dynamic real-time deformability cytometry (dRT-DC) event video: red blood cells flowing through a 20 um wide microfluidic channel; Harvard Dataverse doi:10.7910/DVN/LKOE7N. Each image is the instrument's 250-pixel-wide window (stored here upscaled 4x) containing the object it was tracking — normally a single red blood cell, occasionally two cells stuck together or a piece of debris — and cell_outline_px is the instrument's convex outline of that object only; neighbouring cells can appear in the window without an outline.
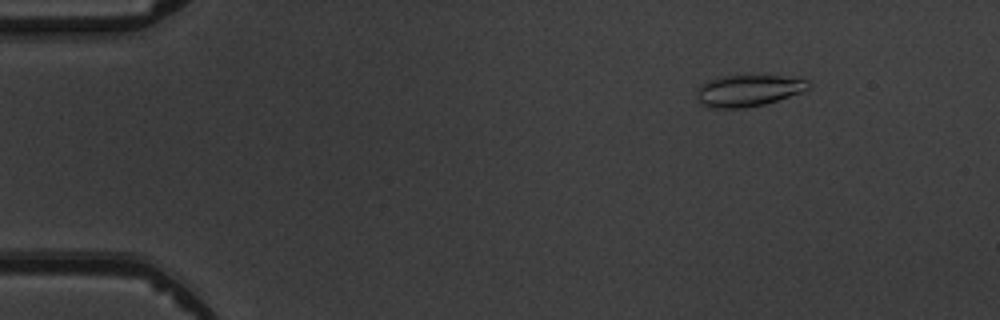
{"species": "common noctule bat (a hibernating species)", "species_latin": "Nyctalus noctula", "temperature_condition": "warm", "stored_images_in_passage": 6, "camera_frame_rate_fps": 3000, "um_per_image_px": 0.085, "animal": {"sex": "male", "body_mass_g": 19.5, "forearm_length_mm": 54.6}, "frame": {"image": 1, "passage_image": 6, "time_ms": 6.667, "image_size_px": [1000, 320], "cell_outline_px": [[812, 84], [808, 88], [800, 92], [764, 104], [744, 108], [712, 108], [700, 104], [696, 96], [696, 92], [708, 80], [724, 76], [800, 76], [808, 80]], "centroid_in_image_um": [63.64, 7.69], "position_along_channel_um": 21.4, "area_um2": 20.46}}